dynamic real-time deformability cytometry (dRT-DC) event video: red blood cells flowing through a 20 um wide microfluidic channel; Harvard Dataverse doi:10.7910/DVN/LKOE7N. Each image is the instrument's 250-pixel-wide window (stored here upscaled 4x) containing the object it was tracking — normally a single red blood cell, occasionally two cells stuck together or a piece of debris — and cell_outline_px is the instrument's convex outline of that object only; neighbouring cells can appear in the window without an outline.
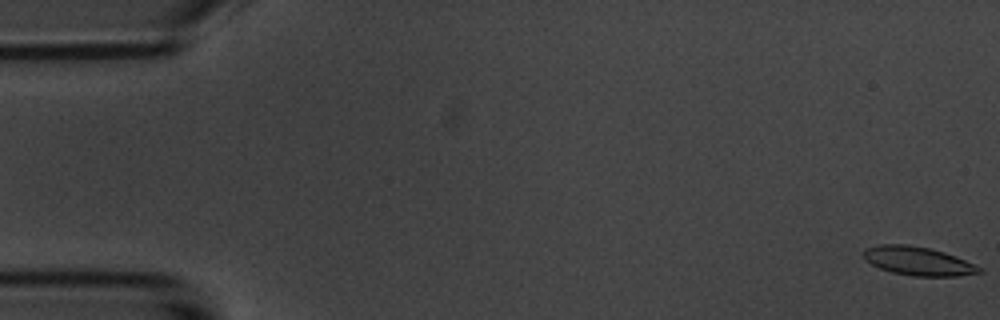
{"species": "common noctule bat (a hibernating species)", "species_latin": "Nyctalus noctula", "temperature_condition": "room temperature", "stored_images_in_passage": 5, "camera_frame_rate_fps": 3000, "um_per_image_px": 0.085, "animal": {"sex": "male", "body_mass_g": 20.1, "forearm_length_mm": 53.5}, "frame": {"image": 1, "passage_image": 1, "time_ms": 0.0, "image_size_px": [1000, 320], "cell_outline_px": [[984, 272], [956, 276], [912, 276], [892, 272], [880, 268], [864, 260], [860, 256], [860, 252], [864, 248], [876, 244], [908, 244], [928, 248], [944, 252], [956, 256], [984, 268]], "centroid_in_image_um": [77.99, 22.18], "position_along_channel_um": 7.0, "area_um2": 19.71}}